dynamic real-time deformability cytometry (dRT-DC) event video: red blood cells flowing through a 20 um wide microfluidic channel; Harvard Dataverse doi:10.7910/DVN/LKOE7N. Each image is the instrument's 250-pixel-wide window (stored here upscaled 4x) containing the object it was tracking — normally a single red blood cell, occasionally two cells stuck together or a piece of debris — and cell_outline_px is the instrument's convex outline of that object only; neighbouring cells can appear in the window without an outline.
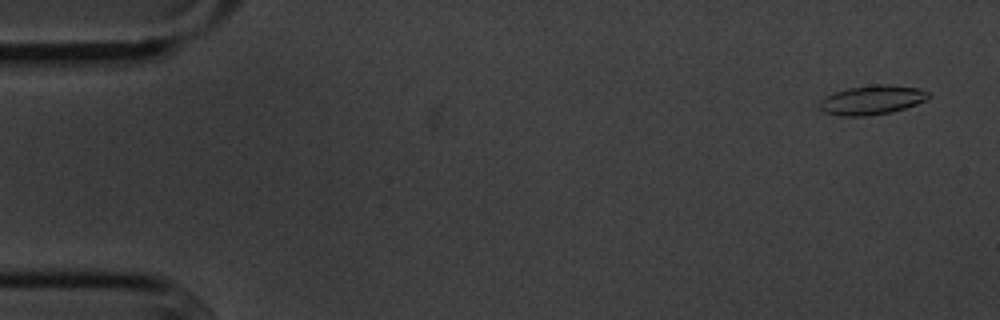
{"species": "common noctule bat (a hibernating species)", "species_latin": "Nyctalus noctula", "temperature_condition": "cold", "stored_images_in_passage": 13, "camera_frame_rate_fps": 3000, "um_per_image_px": 0.085, "animal": {"sex": "male", "body_mass_g": 20.1, "forearm_length_mm": 53.5}, "frame": {"image": 1, "passage_image": 3, "time_ms": 0.667, "image_size_px": [1000, 320], "cell_outline_px": [[932, 96], [916, 104], [892, 112], [864, 116], [840, 116], [824, 112], [816, 104], [824, 96], [832, 92], [848, 88], [872, 84], [888, 84], [920, 88], [928, 92]], "centroid_in_image_um": [74.07, 8.48], "position_along_channel_um": 10.9, "area_um2": 18.84}}